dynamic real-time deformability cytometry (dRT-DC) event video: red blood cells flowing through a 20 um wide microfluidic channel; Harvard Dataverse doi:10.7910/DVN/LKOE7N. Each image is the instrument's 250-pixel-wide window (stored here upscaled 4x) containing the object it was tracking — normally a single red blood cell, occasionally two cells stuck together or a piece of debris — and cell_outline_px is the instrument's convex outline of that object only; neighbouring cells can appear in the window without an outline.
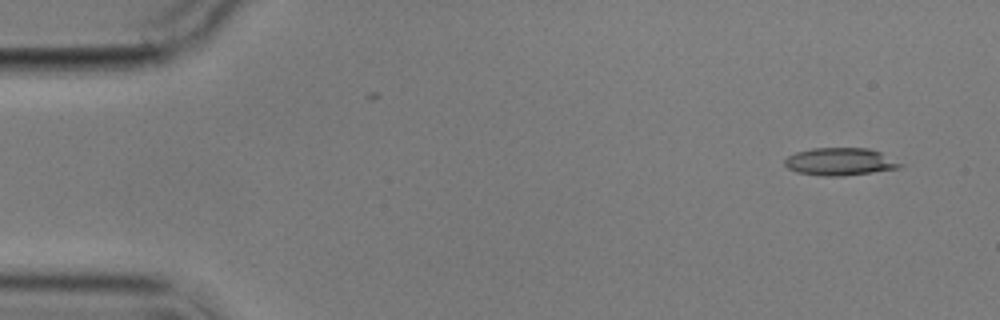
{"species": "common noctule bat (a hibernating species)", "species_latin": "Nyctalus noctula", "temperature_condition": "cold", "stored_images_in_passage": 10, "camera_frame_rate_fps": 3000, "um_per_image_px": 0.085, "animal": {"sex": "male", "body_mass_g": 17.9}, "frame": {"image": 1, "passage_image": 1, "time_ms": 0.0, "image_size_px": [1000, 320], "cell_outline_px": [[904, 164], [900, 168], [844, 176], [824, 176], [796, 172], [788, 168], [784, 164], [784, 160], [788, 156], [796, 152], [812, 148], [868, 148], [880, 152]], "centroid_in_image_um": [71.4, 13.74], "position_along_channel_um": 13.6, "area_um2": 18.55}}
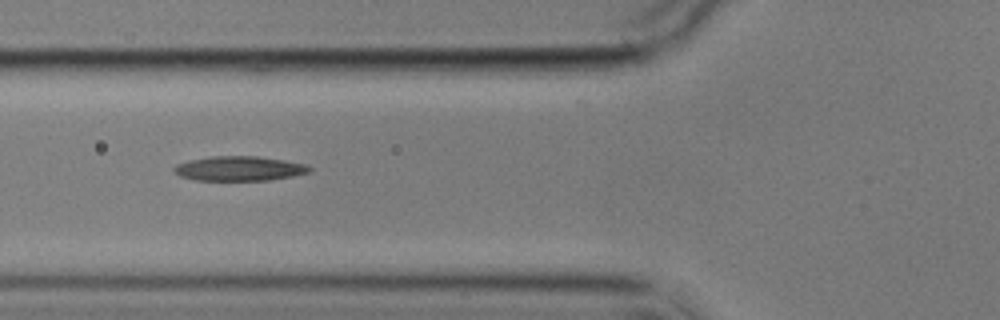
{"frame": {"image": 2, "passage_image": 6, "time_ms": 5.667, "image_size_px": [1000, 320], "cell_outline_px": [[312, 168], [308, 172], [292, 176], [268, 180], [196, 180], [180, 176], [172, 172], [172, 168], [176, 164], [188, 160], [212, 156], [256, 156], [284, 160], [304, 164]], "centroid_in_image_um": [20.27, 14.32], "position_along_channel_um": 105.5, "area_um2": 19.36}}
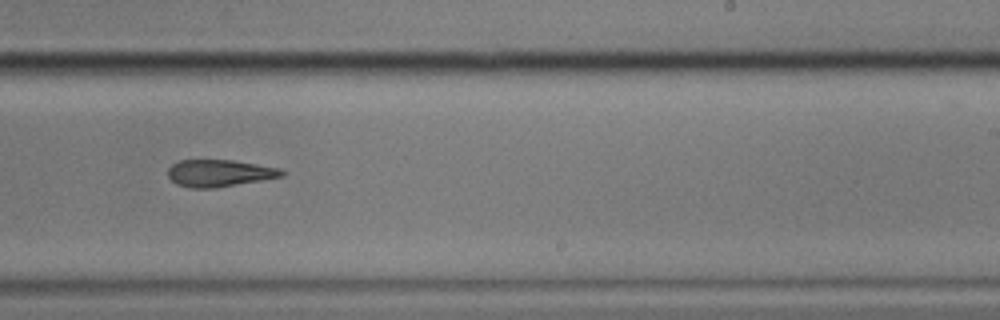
{"frame": {"image": 3, "passage_image": 10, "time_ms": 10.333, "image_size_px": [1000, 320], "cell_outline_px": [[288, 172], [284, 176], [216, 188], [188, 188], [176, 184], [168, 176], [168, 168], [172, 164], [180, 160], [232, 160], [280, 168]], "centroid_in_image_um": [18.66, 14.72], "position_along_channel_um": 270.3, "area_um2": 18.03}}